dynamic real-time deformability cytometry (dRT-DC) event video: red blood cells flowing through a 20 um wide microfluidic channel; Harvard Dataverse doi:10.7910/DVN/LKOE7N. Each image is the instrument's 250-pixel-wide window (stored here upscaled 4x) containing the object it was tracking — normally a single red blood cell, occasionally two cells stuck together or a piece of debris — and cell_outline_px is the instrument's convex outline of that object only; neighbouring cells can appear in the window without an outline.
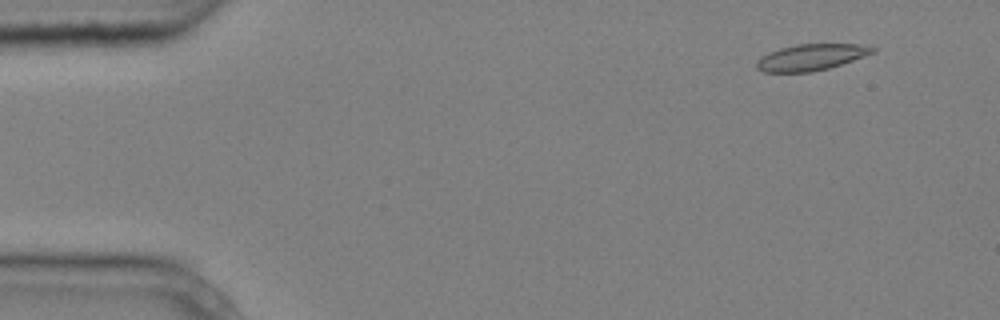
{"species": "common noctule bat (a hibernating species)", "species_latin": "Nyctalus noctula", "temperature_condition": "cold", "stored_images_in_passage": 5, "camera_frame_rate_fps": 3000, "um_per_image_px": 0.085, "animal": {"sex": "male", "body_mass_g": 20.4}, "frame": {"image": 1, "passage_image": 2, "time_ms": 0.333, "image_size_px": [1000, 320], "cell_outline_px": [[876, 52], [828, 68], [812, 72], [764, 72], [756, 68], [756, 60], [760, 56], [768, 52], [780, 48], [796, 44], [856, 44], [876, 48]], "centroid_in_image_um": [68.88, 4.86], "position_along_channel_um": 16.1, "area_um2": 17.74}}
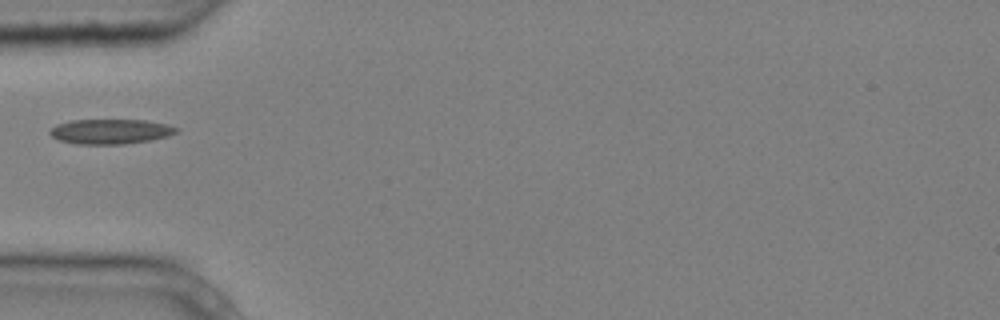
{"frame": {"image": 2, "passage_image": 5, "time_ms": 1.333, "image_size_px": [1000, 320], "cell_outline_px": [[180, 128], [176, 132], [168, 136], [152, 140], [124, 144], [76, 144], [60, 140], [52, 136], [48, 132], [56, 124], [72, 120], [144, 120], [168, 124]], "centroid_in_image_um": [9.41, 11.18], "position_along_channel_um": 75.6, "area_um2": 18.38}}